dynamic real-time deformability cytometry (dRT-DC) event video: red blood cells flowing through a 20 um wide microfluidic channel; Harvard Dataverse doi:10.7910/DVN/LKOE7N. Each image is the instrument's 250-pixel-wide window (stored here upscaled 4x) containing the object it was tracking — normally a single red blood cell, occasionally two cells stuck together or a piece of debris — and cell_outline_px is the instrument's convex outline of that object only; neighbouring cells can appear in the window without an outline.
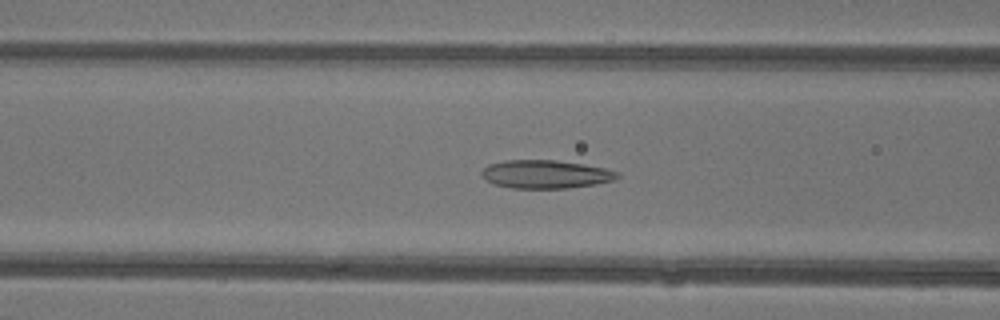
{"species": "common noctule bat (a hibernating species)", "species_latin": "Nyctalus noctula", "temperature_condition": "warm", "stored_images_in_passage": 36, "camera_frame_rate_fps": 3000, "um_per_image_px": 0.085, "animal": {"sex": "female"}, "frame": {"image": 1, "passage_image": 9, "time_ms": 2.667, "image_size_px": [1000, 320], "cell_outline_px": [[620, 176], [616, 180], [596, 184], [568, 188], [512, 188], [496, 184], [488, 180], [480, 172], [488, 164], [504, 160], [556, 160], [584, 164], [604, 168], [620, 172]], "centroid_in_image_um": [46.43, 14.8], "position_along_channel_um": 120.2, "area_um2": 22.37}}
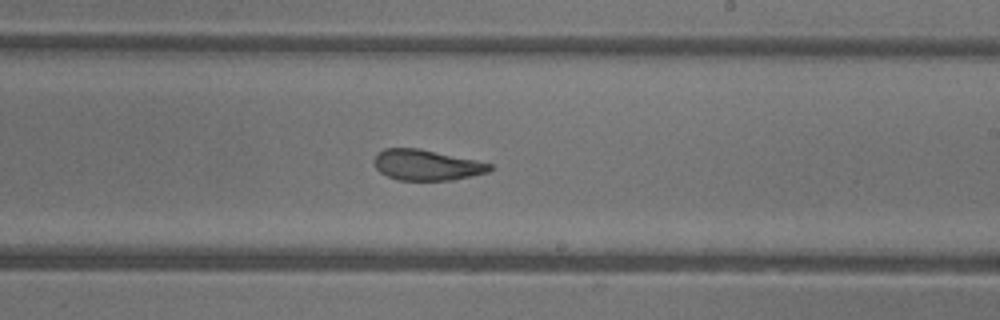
{"frame": {"image": 2, "passage_image": 18, "time_ms": 5.667, "image_size_px": [1000, 320], "cell_outline_px": [[496, 168], [488, 172], [472, 176], [452, 180], [396, 180], [380, 172], [376, 168], [372, 160], [384, 148], [420, 148], [476, 160], [492, 164]], "centroid_in_image_um": [36.29, 14.03], "position_along_channel_um": 252.7, "area_um2": 20.81}}
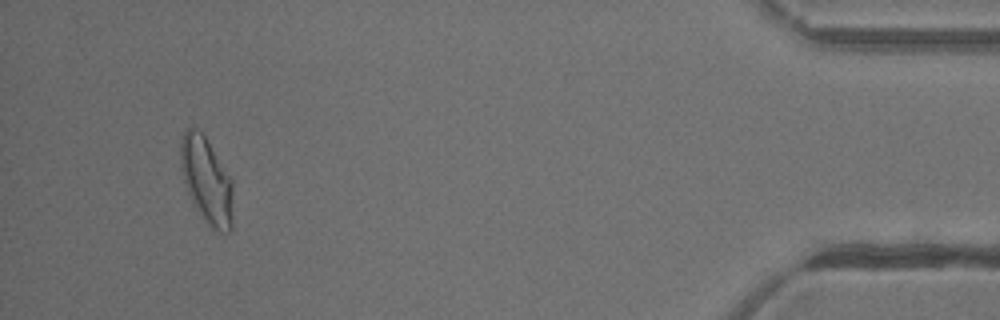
{"frame": {"image": 3, "passage_image": 34, "time_ms": 11.0, "image_size_px": [1000, 320], "cell_outline_px": [[232, 228], [228, 232], [220, 232], [212, 228], [200, 212], [192, 200], [188, 192], [180, 168], [180, 140], [184, 128], [196, 128], [204, 136], [232, 180]], "centroid_in_image_um": [17.54, 15.31], "position_along_channel_um": 417.7, "area_um2": 25.84}, "authors_computed_cell_mechanics": {"area_um2": 22.7443, "velocity_mm_per_s": 4.4161, "shape_relaxation_time_tau1_ms": 10.4858, "shape_relaxation_time_tau2_ms": 1.8608, "deformation_change_tau1": 0.2625, "deformation_change_tau2": 0.1039}}